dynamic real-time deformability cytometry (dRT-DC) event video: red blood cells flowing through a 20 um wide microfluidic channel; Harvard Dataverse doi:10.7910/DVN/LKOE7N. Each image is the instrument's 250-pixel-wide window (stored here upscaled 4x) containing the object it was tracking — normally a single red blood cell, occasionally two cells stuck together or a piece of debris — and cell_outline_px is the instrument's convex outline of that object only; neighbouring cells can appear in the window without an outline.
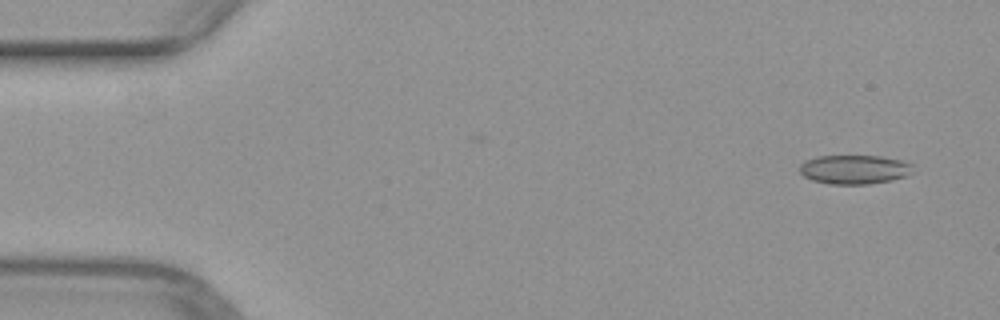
{"species": "common noctule bat (a hibernating species)", "species_latin": "Nyctalus noctula", "temperature_condition": "warm", "stored_images_in_passage": 43, "camera_frame_rate_fps": 3000, "um_per_image_px": 0.085, "animal": {"sex": "female", "body_mass_g": 29.2, "forearm_length_mm": 56.3}, "frame": {"image": 1, "passage_image": 1, "time_ms": 0.0, "image_size_px": [1000, 320], "cell_outline_px": [[912, 172], [908, 176], [892, 180], [868, 184], [828, 184], [812, 180], [804, 176], [800, 172], [800, 164], [804, 160], [820, 156], [880, 156], [900, 160], [912, 164]], "centroid_in_image_um": [72.62, 14.41], "position_along_channel_um": 12.4, "area_um2": 19.25}}
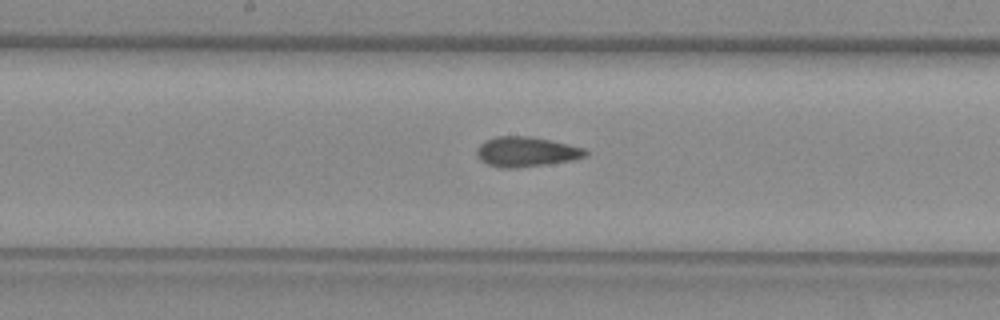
{"frame": {"image": 2, "passage_image": 24, "time_ms": 7.667, "image_size_px": [1000, 320], "cell_outline_px": [[588, 156], [572, 160], [516, 168], [500, 168], [488, 164], [480, 160], [476, 152], [476, 148], [484, 140], [496, 136], [528, 136], [548, 140], [584, 148], [588, 152]], "centroid_in_image_um": [44.69, 12.9], "position_along_channel_um": 203.5, "area_um2": 18.84}}
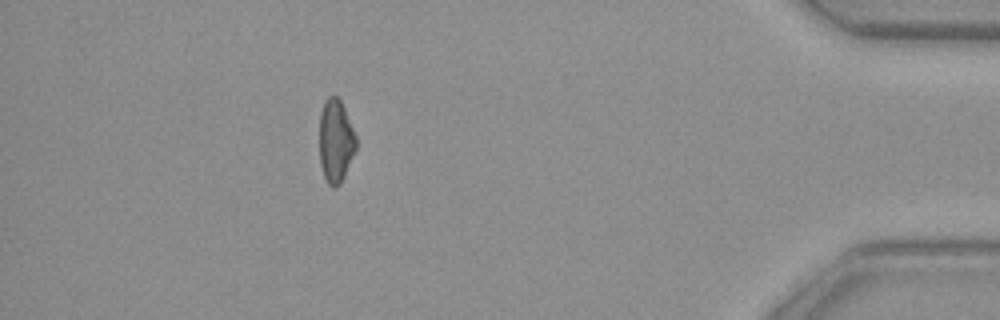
{"frame": {"image": 3, "passage_image": 43, "time_ms": 14.0, "image_size_px": [1000, 320], "cell_outline_px": [[356, 148], [344, 176], [340, 184], [336, 188], [332, 188], [328, 184], [324, 176], [320, 164], [320, 112], [324, 100], [328, 96], [336, 96], [340, 100], [344, 108], [356, 136]], "centroid_in_image_um": [28.52, 11.99], "position_along_channel_um": 406.7, "area_um2": 17.69}}